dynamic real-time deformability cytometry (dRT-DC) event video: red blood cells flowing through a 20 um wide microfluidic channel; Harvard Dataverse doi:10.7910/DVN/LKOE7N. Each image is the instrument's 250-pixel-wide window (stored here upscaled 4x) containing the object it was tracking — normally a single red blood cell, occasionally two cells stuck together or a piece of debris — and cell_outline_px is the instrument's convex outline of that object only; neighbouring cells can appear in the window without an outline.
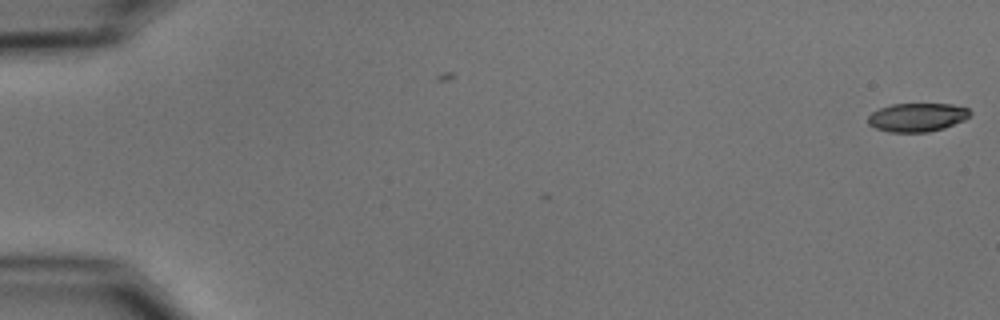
{"species": "common noctule bat (a hibernating species)", "species_latin": "Nyctalus noctula", "temperature_condition": "cold", "stored_images_in_passage": 2, "camera_frame_rate_fps": 3000, "um_per_image_px": 0.085, "animal": {"sex": "male", "body_mass_g": 15.6}, "frame": {"image": 1, "passage_image": 2, "time_ms": 0.333, "image_size_px": [1000, 320], "cell_outline_px": [[972, 116], [964, 120], [944, 128], [928, 132], [888, 132], [876, 128], [868, 124], [868, 116], [872, 112], [880, 108], [892, 104], [952, 104], [968, 108], [972, 112]], "centroid_in_image_um": [77.99, 9.97], "position_along_channel_um": 7.0, "area_um2": 17.11}}